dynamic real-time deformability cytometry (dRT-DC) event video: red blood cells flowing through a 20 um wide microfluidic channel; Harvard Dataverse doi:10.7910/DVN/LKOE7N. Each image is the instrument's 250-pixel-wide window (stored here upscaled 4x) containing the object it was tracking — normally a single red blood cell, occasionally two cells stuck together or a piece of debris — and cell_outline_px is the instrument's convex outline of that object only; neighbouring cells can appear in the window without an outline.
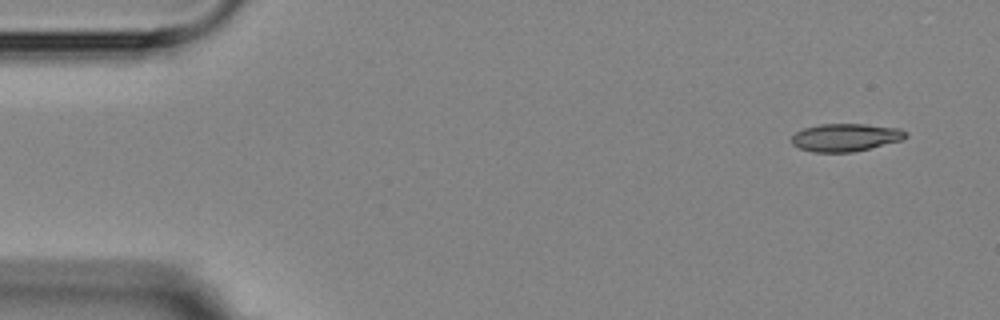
{"species": "Egyptian fruit bat (a non-hibernating species)", "species_latin": "Rousettus aegyptiacus", "temperature_condition": "room temperature", "stored_images_in_passage": 6, "segment_of_instrument_passage": [1, 2], "camera_frame_rate_fps": 3000, "um_per_image_px": 0.085, "animal": {"sex": "female"}, "frame": {"image": 1, "passage_image": 1, "time_ms": 0.0, "image_size_px": [1000, 320], "cell_outline_px": [[908, 136], [900, 140], [852, 152], [812, 152], [800, 148], [792, 144], [792, 136], [796, 132], [804, 128], [820, 124], [864, 124], [900, 128], [908, 132]], "centroid_in_image_um": [71.86, 11.67], "position_along_channel_um": 13.1, "area_um2": 18.32}}
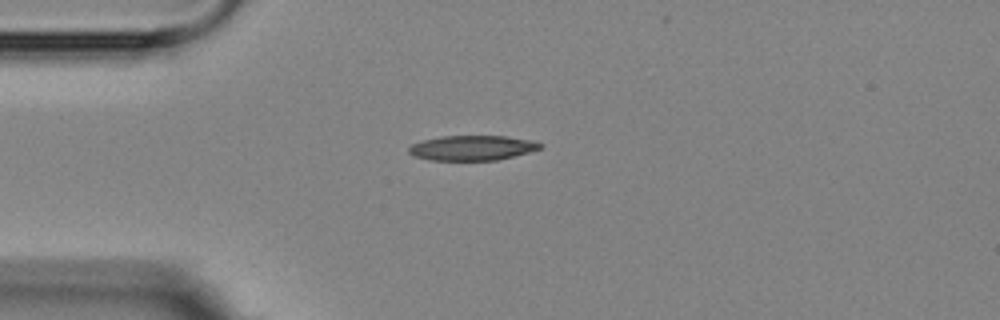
{"frame": {"image": 2, "passage_image": 4, "time_ms": 3.333, "image_size_px": [1000, 320], "cell_outline_px": [[544, 144], [540, 148], [528, 152], [496, 160], [428, 160], [412, 156], [408, 152], [408, 148], [412, 144], [424, 140], [440, 136], [508, 136], [532, 140]], "centroid_in_image_um": [40.11, 12.57], "position_along_channel_um": 44.9, "area_um2": 19.07}}